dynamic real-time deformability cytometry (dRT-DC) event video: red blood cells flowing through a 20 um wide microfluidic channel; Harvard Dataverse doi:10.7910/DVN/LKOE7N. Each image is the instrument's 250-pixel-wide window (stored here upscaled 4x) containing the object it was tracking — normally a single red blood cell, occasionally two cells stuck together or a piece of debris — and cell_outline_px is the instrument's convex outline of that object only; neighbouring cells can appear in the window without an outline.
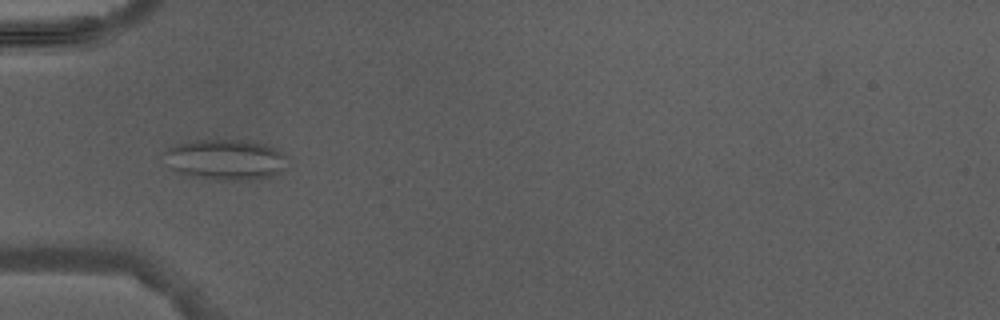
{"species": "Egyptian fruit bat (a non-hibernating species)", "species_latin": "Rousettus aegyptiacus", "temperature_condition": "warm", "stored_images_in_passage": 4, "camera_frame_rate_fps": 3000, "um_per_image_px": 0.085, "animal": {"sex": "male"}, "frame": {"image": 1, "passage_image": 4, "time_ms": 3.667, "image_size_px": [1000, 320], "cell_outline_px": [[288, 156], [284, 168], [280, 172], [272, 176], [252, 180], [212, 180], [188, 176], [172, 168], [164, 152], [168, 148], [176, 144], [188, 140], [244, 140], [264, 144], [276, 148], [284, 152]], "centroid_in_image_um": [19.21, 13.57], "position_along_channel_um": 65.8, "area_um2": 29.36}}